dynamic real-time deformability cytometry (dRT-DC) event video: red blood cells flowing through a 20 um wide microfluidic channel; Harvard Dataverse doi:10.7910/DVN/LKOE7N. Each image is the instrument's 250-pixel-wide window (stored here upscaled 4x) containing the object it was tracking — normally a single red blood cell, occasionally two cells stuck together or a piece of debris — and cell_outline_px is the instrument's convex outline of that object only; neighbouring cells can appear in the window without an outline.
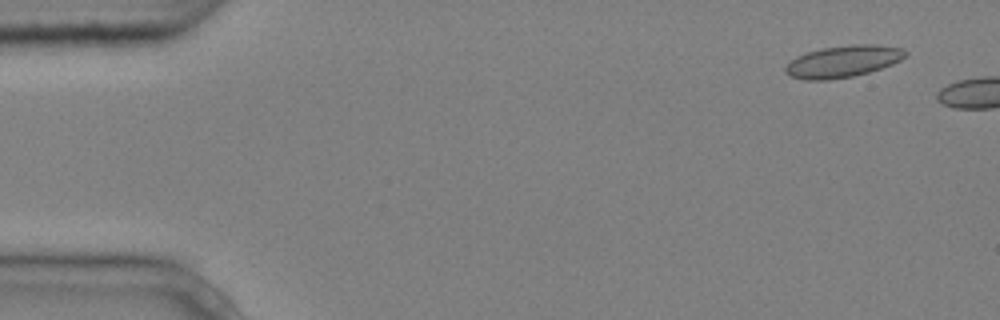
{"species": "common noctule bat (a hibernating species)", "species_latin": "Nyctalus noctula", "temperature_condition": "cold", "stored_images_in_passage": 2, "camera_frame_rate_fps": 3000, "um_per_image_px": 0.085, "animal": {"sex": "male", "body_mass_g": 20.4}, "frame": {"image": 1, "passage_image": 1, "time_ms": 0.0, "image_size_px": [1000, 320], "cell_outline_px": [[908, 52], [900, 60], [892, 64], [868, 72], [852, 76], [828, 80], [804, 80], [792, 76], [784, 72], [784, 68], [796, 56], [808, 52], [824, 48], [856, 44], [872, 44], [900, 48]], "centroid_in_image_um": [71.63, 5.23], "position_along_channel_um": 13.4, "area_um2": 21.85}}